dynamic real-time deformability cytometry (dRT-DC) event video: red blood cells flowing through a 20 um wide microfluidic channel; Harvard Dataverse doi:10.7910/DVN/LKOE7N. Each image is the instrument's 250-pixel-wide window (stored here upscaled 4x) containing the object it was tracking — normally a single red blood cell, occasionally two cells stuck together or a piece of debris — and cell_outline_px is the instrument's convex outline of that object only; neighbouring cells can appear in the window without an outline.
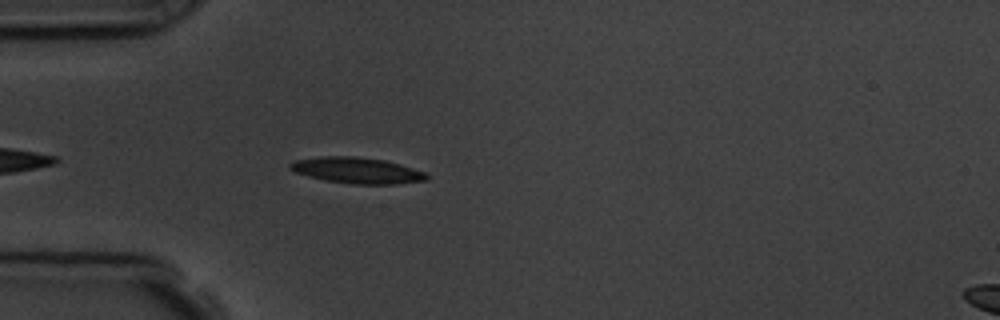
{"species": "common noctule bat (a hibernating species)", "species_latin": "Nyctalus noctula", "temperature_condition": "room temperature", "stored_images_in_passage": 5, "camera_frame_rate_fps": 3000, "um_per_image_px": 0.085, "animal": {"sex": "male", "body_mass_g": 19.5, "forearm_length_mm": 54.6}, "frame": {"image": 1, "passage_image": 5, "time_ms": 4.667, "image_size_px": [1000, 320], "cell_outline_px": [[428, 180], [396, 184], [356, 184], [324, 180], [308, 176], [296, 172], [288, 168], [288, 164], [296, 160], [320, 156], [356, 156], [384, 160], [400, 164], [424, 172], [428, 176]], "centroid_in_image_um": [30.33, 14.48], "position_along_channel_um": 54.7, "area_um2": 20.63}}